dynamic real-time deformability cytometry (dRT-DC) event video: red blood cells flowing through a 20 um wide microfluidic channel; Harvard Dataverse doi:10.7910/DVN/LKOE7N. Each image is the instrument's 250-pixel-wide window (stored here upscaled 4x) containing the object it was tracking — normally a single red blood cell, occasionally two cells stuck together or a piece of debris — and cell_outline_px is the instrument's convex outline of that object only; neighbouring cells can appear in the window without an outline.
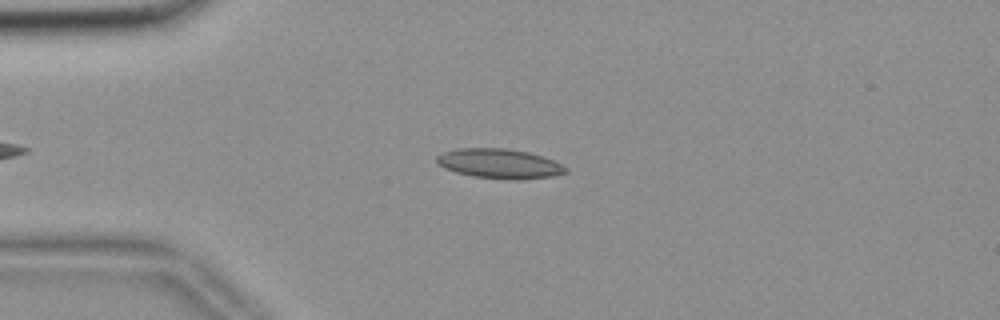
{"species": "common noctule bat (a hibernating species)", "species_latin": "Nyctalus noctula", "temperature_condition": "room temperature", "stored_images_in_passage": 50, "camera_frame_rate_fps": 3000, "um_per_image_px": 0.085, "animal": {"sex": "female", "body_mass_g": 18.4}, "frame": {"image": 1, "passage_image": 13, "time_ms": 4.0, "image_size_px": [1000, 320], "cell_outline_px": [[568, 172], [552, 176], [516, 180], [508, 180], [472, 176], [456, 172], [444, 168], [436, 164], [436, 156], [444, 152], [456, 148], [504, 148], [528, 152], [552, 160], [568, 168]], "centroid_in_image_um": [42.41, 13.91], "position_along_channel_um": 42.6, "area_um2": 22.31}}
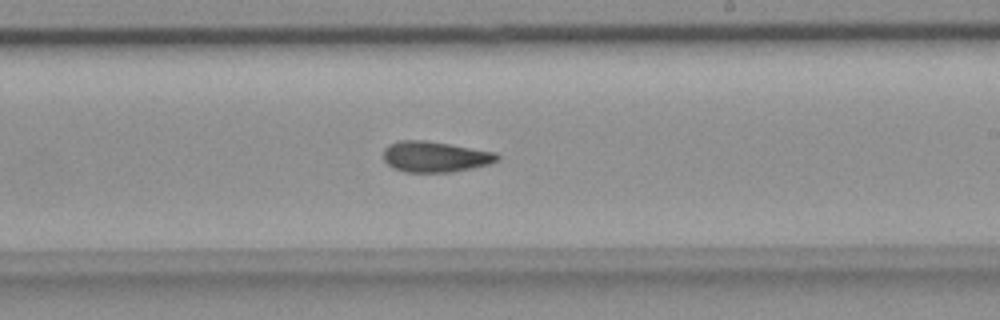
{"frame": {"image": 2, "passage_image": 32, "time_ms": 10.333, "image_size_px": [1000, 320], "cell_outline_px": [[500, 160], [488, 164], [472, 168], [452, 172], [404, 172], [392, 168], [384, 160], [384, 148], [388, 144], [400, 140], [424, 140], [496, 152], [500, 156]], "centroid_in_image_um": [36.97, 13.32], "position_along_channel_um": 252.0, "area_um2": 20.46}}
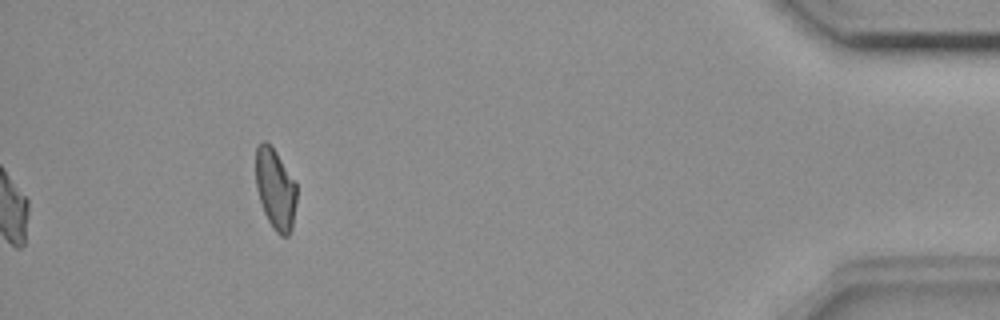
{"frame": {"image": 3, "passage_image": 50, "time_ms": 16.333, "image_size_px": [1000, 320], "cell_outline_px": [[296, 204], [292, 228], [288, 236], [280, 236], [272, 228], [264, 212], [256, 188], [256, 144], [260, 140], [264, 140], [276, 152], [296, 180]], "centroid_in_image_um": [23.41, 16.06], "position_along_channel_um": 411.8, "area_um2": 19.48}, "authors_computed_cell_mechanics": {"area_um2": 20.4901, "velocity_mm_per_s": 3.6729, "shape_relaxation_time_tau1_ms": null, "shape_relaxation_time_tau2_ms": 3.5855, "deformation_change_tau1": null, "deformation_change_tau2": 0.0963}}